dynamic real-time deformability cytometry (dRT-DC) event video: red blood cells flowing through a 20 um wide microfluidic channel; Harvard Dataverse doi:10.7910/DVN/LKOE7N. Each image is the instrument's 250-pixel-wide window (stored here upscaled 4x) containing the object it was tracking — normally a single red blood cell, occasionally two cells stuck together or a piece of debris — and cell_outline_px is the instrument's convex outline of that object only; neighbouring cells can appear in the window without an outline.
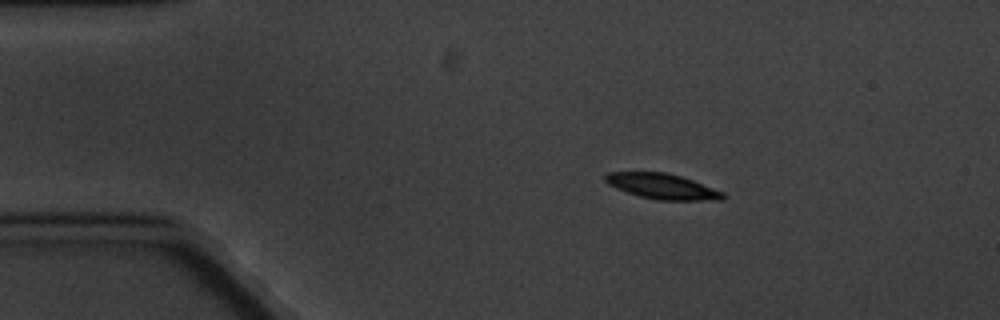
{"species": "common noctule bat (a hibernating species)", "species_latin": "Nyctalus noctula", "temperature_condition": "cold", "stored_images_in_passage": 5, "camera_frame_rate_fps": 3000, "um_per_image_px": 0.085, "animal": {"sex": "male", "body_mass_g": 20.1, "forearm_length_mm": 53.5}, "frame": {"image": 1, "passage_image": 3, "time_ms": 2.333, "image_size_px": [1000, 320], "cell_outline_px": [[724, 200], [656, 200], [640, 196], [616, 188], [608, 184], [604, 180], [604, 176], [608, 172], [664, 172], [680, 176], [692, 180], [724, 192]], "centroid_in_image_um": [56.29, 15.84], "position_along_channel_um": 28.7, "area_um2": 17.28}}